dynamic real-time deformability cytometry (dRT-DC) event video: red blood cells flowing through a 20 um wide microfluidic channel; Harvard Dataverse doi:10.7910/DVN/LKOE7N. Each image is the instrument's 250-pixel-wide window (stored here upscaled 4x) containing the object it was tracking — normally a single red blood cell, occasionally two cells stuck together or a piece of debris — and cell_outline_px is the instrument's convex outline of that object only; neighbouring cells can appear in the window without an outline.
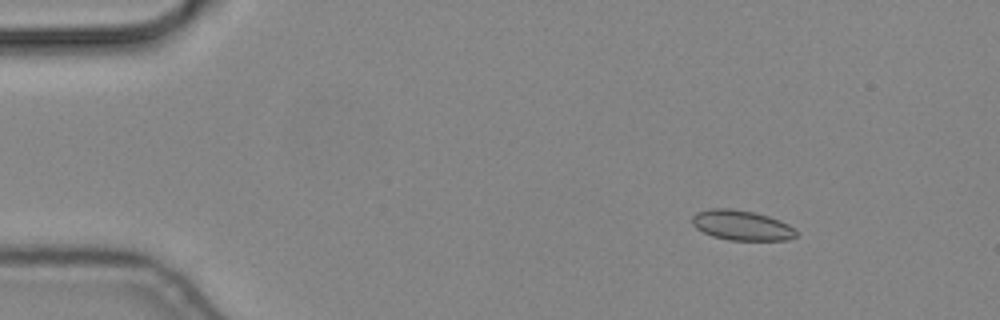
{"species": "common noctule bat (a hibernating species)", "species_latin": "Nyctalus noctula", "temperature_condition": "cold", "stored_images_in_passage": 57, "camera_frame_rate_fps": 3000, "um_per_image_px": 0.085, "animal": {"sex": "male", "body_mass_g": 19.2, "forearm_length_mm": 51.8}, "frame": {"image": 1, "passage_image": 8, "time_ms": 2.333, "image_size_px": [1000, 320], "cell_outline_px": [[796, 236], [788, 240], [728, 240], [712, 236], [696, 228], [692, 224], [692, 216], [696, 212], [712, 208], [732, 208], [752, 212], [768, 216], [780, 220], [796, 228]], "centroid_in_image_um": [63.04, 19.15], "position_along_channel_um": 22.0, "area_um2": 18.26}}
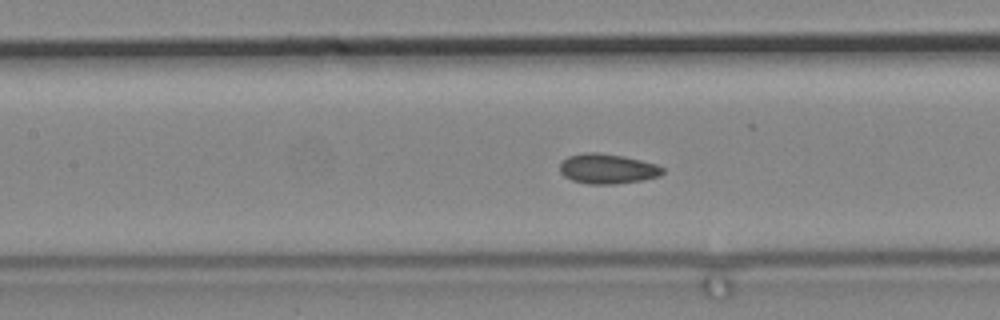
{"frame": {"image": 2, "passage_image": 26, "time_ms": 8.333, "image_size_px": [1000, 320], "cell_outline_px": [[664, 172], [660, 176], [640, 180], [612, 184], [588, 184], [572, 180], [564, 176], [560, 172], [560, 160], [568, 156], [584, 152], [600, 152], [624, 156], [656, 164], [664, 168]], "centroid_in_image_um": [51.6, 14.33], "position_along_channel_um": 155.8, "area_um2": 18.03}}
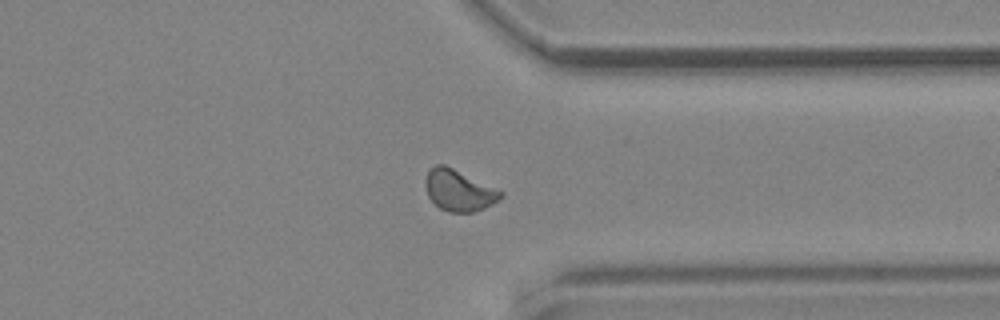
{"frame": {"image": 3, "passage_image": 44, "time_ms": 14.333, "image_size_px": [1000, 320], "cell_outline_px": [[504, 196], [492, 204], [484, 208], [472, 212], [448, 212], [440, 208], [428, 196], [424, 184], [428, 168], [436, 164], [444, 164], [504, 192]], "centroid_in_image_um": [38.98, 16.17], "position_along_channel_um": 372.4, "area_um2": 18.03}}